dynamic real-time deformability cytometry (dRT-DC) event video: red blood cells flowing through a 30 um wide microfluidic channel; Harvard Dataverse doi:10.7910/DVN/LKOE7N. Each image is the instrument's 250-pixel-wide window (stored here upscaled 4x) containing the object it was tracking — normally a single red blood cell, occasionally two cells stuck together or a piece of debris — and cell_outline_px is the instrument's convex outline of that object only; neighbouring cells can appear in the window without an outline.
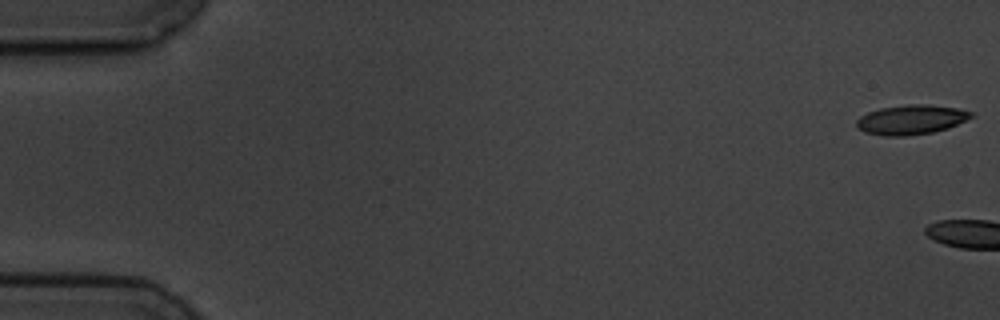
{"species": "common noctule bat (a hibernating species)", "species_latin": "Nyctalus noctula", "temperature_condition": "cold", "stored_images_in_passage": 6, "camera_frame_rate_fps": 3000, "um_per_image_px": 0.085, "animal": {"sex": "male", "body_mass_g": 19.5, "forearm_length_mm": 54.6}, "frame": {"image": 1, "passage_image": 1, "time_ms": 0.0, "image_size_px": [1000, 320], "cell_outline_px": [[976, 116], [948, 128], [932, 132], [908, 136], [884, 136], [864, 132], [856, 128], [856, 120], [860, 116], [868, 112], [880, 108], [908, 104], [928, 104], [956, 108], [972, 112]], "centroid_in_image_um": [77.43, 10.17], "position_along_channel_um": 7.6, "area_um2": 19.94}}